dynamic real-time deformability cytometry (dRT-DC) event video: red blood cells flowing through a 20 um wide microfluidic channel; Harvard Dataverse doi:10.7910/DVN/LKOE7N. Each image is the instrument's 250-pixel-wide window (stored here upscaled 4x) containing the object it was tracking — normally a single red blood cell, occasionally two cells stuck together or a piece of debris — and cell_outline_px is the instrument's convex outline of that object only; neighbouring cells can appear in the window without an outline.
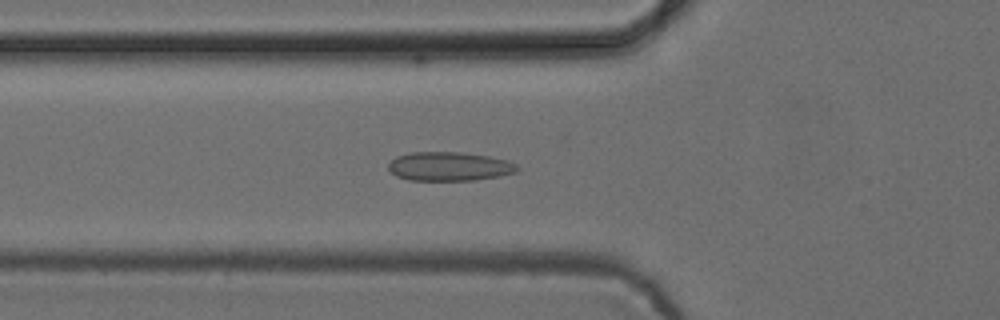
{"species": "common noctule bat (a hibernating species)", "species_latin": "Nyctalus noctula", "temperature_condition": "cold", "stored_images_in_passage": 37, "camera_frame_rate_fps": 3000, "um_per_image_px": 0.085, "animal": {"sex": "female", "body_mass_g": 24.6, "forearm_length_mm": 56.2}, "frame": {"image": 1, "passage_image": 3, "time_ms": 0.667, "image_size_px": [1000, 320], "cell_outline_px": [[520, 168], [516, 172], [500, 176], [476, 180], [408, 180], [396, 176], [388, 168], [388, 164], [396, 156], [412, 152], [460, 152], [488, 156], [508, 160], [516, 164]], "centroid_in_image_um": [38.2, 14.14], "position_along_channel_um": 87.6, "area_um2": 21.79}}
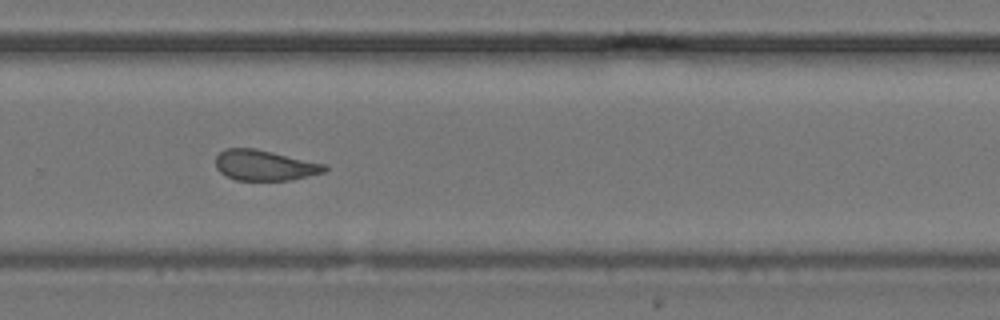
{"frame": {"image": 2, "passage_image": 20, "time_ms": 6.333, "image_size_px": [1000, 320], "cell_outline_px": [[328, 168], [324, 172], [308, 176], [288, 180], [236, 180], [220, 172], [216, 168], [216, 156], [224, 148], [256, 148], [324, 164]], "centroid_in_image_um": [22.46, 14.04], "position_along_channel_um": 307.3, "area_um2": 19.19}}
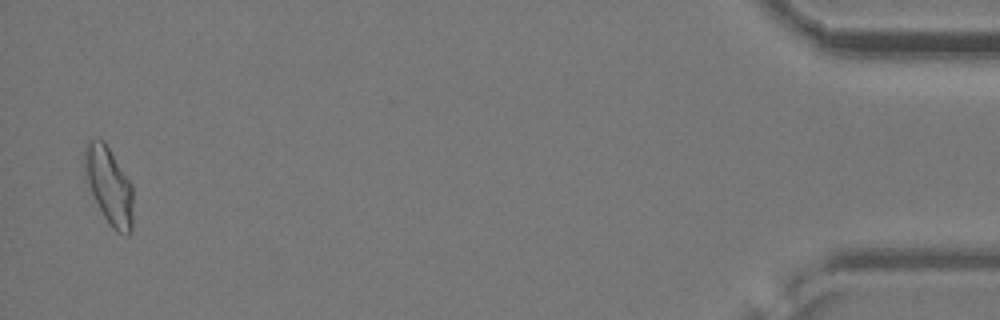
{"frame": {"image": 3, "passage_image": 36, "time_ms": 11.667, "image_size_px": [1000, 320], "cell_outline_px": [[132, 232], [128, 236], [116, 232], [108, 224], [84, 180], [84, 144], [88, 140], [104, 140], [132, 184]], "centroid_in_image_um": [9.25, 15.79], "position_along_channel_um": 426.0, "area_um2": 22.2}, "authors_computed_cell_mechanics": {"area_um2": 20.1144, "velocity_mm_per_s": 3.8791, "shape_relaxation_time_tau1_ms": null, "shape_relaxation_time_tau2_ms": 1.8261, "deformation_change_tau1": null, "deformation_change_tau2": 0.0886}}